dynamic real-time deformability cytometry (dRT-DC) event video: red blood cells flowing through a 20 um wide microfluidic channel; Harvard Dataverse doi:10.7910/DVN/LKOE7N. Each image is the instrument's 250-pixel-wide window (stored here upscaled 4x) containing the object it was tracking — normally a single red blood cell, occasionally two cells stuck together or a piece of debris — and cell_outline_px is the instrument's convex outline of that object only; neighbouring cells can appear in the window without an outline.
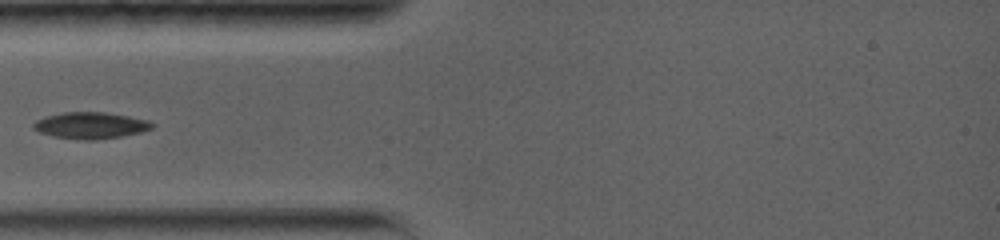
{"species": "common noctule bat (a hibernating species)", "species_latin": "Nyctalus noctula", "temperature_condition": "warm", "stored_images_in_passage": 16, "camera_frame_rate_fps": 5000, "um_per_image_px": 0.085, "animal": {"sex": "female", "body_mass_g": 19.0, "forearm_length_mm": 56.7}, "frame": {"image": 1, "passage_image": 1, "time_ms": 0.0, "image_size_px": [1000, 240], "cell_outline_px": [[156, 124], [152, 128], [140, 132], [120, 136], [92, 140], [84, 140], [56, 136], [40, 132], [32, 128], [32, 124], [36, 120], [44, 116], [64, 112], [104, 112], [128, 116], [148, 120]], "centroid_in_image_um": [7.69, 10.64], "position_along_channel_um": 77.3, "area_um2": 18.15}}